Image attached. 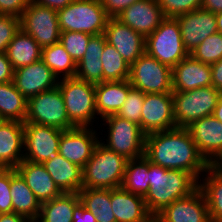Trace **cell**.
<instances>
[{"mask_svg":"<svg viewBox=\"0 0 222 222\" xmlns=\"http://www.w3.org/2000/svg\"><path fill=\"white\" fill-rule=\"evenodd\" d=\"M144 156L163 168L187 171L198 181L209 166L187 128L176 127L146 135Z\"/></svg>","mask_w":222,"mask_h":222,"instance_id":"cell-1","label":"cell"},{"mask_svg":"<svg viewBox=\"0 0 222 222\" xmlns=\"http://www.w3.org/2000/svg\"><path fill=\"white\" fill-rule=\"evenodd\" d=\"M149 191L144 197L147 210L156 216L176 199L186 197L199 187L189 172L166 169L149 161Z\"/></svg>","mask_w":222,"mask_h":222,"instance_id":"cell-2","label":"cell"},{"mask_svg":"<svg viewBox=\"0 0 222 222\" xmlns=\"http://www.w3.org/2000/svg\"><path fill=\"white\" fill-rule=\"evenodd\" d=\"M102 139L101 137L92 157L82 169L83 188L116 189L121 187L128 160L104 146Z\"/></svg>","mask_w":222,"mask_h":222,"instance_id":"cell-3","label":"cell"},{"mask_svg":"<svg viewBox=\"0 0 222 222\" xmlns=\"http://www.w3.org/2000/svg\"><path fill=\"white\" fill-rule=\"evenodd\" d=\"M58 87L60 88L69 120L76 127H94L95 118L99 120L96 110L95 84L76 77H69L59 79Z\"/></svg>","mask_w":222,"mask_h":222,"instance_id":"cell-4","label":"cell"},{"mask_svg":"<svg viewBox=\"0 0 222 222\" xmlns=\"http://www.w3.org/2000/svg\"><path fill=\"white\" fill-rule=\"evenodd\" d=\"M61 32H84L95 36L103 34L109 17L100 0H74L57 11Z\"/></svg>","mask_w":222,"mask_h":222,"instance_id":"cell-5","label":"cell"},{"mask_svg":"<svg viewBox=\"0 0 222 222\" xmlns=\"http://www.w3.org/2000/svg\"><path fill=\"white\" fill-rule=\"evenodd\" d=\"M221 96L222 92L212 85L172 92L176 127L187 128L198 119L211 116Z\"/></svg>","mask_w":222,"mask_h":222,"instance_id":"cell-6","label":"cell"},{"mask_svg":"<svg viewBox=\"0 0 222 222\" xmlns=\"http://www.w3.org/2000/svg\"><path fill=\"white\" fill-rule=\"evenodd\" d=\"M101 121L107 129V139L102 142L108 149L124 156L127 160L144 156L145 134L140 125L116 114L104 117Z\"/></svg>","mask_w":222,"mask_h":222,"instance_id":"cell-7","label":"cell"},{"mask_svg":"<svg viewBox=\"0 0 222 222\" xmlns=\"http://www.w3.org/2000/svg\"><path fill=\"white\" fill-rule=\"evenodd\" d=\"M145 52L171 68L189 55L184 48L176 18L166 17L152 34L145 38Z\"/></svg>","mask_w":222,"mask_h":222,"instance_id":"cell-8","label":"cell"},{"mask_svg":"<svg viewBox=\"0 0 222 222\" xmlns=\"http://www.w3.org/2000/svg\"><path fill=\"white\" fill-rule=\"evenodd\" d=\"M24 122L70 130L76 126L69 120L64 100L57 86L27 99Z\"/></svg>","mask_w":222,"mask_h":222,"instance_id":"cell-9","label":"cell"},{"mask_svg":"<svg viewBox=\"0 0 222 222\" xmlns=\"http://www.w3.org/2000/svg\"><path fill=\"white\" fill-rule=\"evenodd\" d=\"M129 82L145 94L172 93V68L144 52L130 65Z\"/></svg>","mask_w":222,"mask_h":222,"instance_id":"cell-10","label":"cell"},{"mask_svg":"<svg viewBox=\"0 0 222 222\" xmlns=\"http://www.w3.org/2000/svg\"><path fill=\"white\" fill-rule=\"evenodd\" d=\"M20 28L41 48L58 43L61 35L57 11L31 1L20 17Z\"/></svg>","mask_w":222,"mask_h":222,"instance_id":"cell-11","label":"cell"},{"mask_svg":"<svg viewBox=\"0 0 222 222\" xmlns=\"http://www.w3.org/2000/svg\"><path fill=\"white\" fill-rule=\"evenodd\" d=\"M63 130L46 125L24 122L23 160L44 163L59 154V142Z\"/></svg>","mask_w":222,"mask_h":222,"instance_id":"cell-12","label":"cell"},{"mask_svg":"<svg viewBox=\"0 0 222 222\" xmlns=\"http://www.w3.org/2000/svg\"><path fill=\"white\" fill-rule=\"evenodd\" d=\"M176 128L172 93L144 95L141 130L145 135Z\"/></svg>","mask_w":222,"mask_h":222,"instance_id":"cell-13","label":"cell"},{"mask_svg":"<svg viewBox=\"0 0 222 222\" xmlns=\"http://www.w3.org/2000/svg\"><path fill=\"white\" fill-rule=\"evenodd\" d=\"M93 128L75 127L63 130L59 142V154L83 169L100 142V137Z\"/></svg>","mask_w":222,"mask_h":222,"instance_id":"cell-14","label":"cell"},{"mask_svg":"<svg viewBox=\"0 0 222 222\" xmlns=\"http://www.w3.org/2000/svg\"><path fill=\"white\" fill-rule=\"evenodd\" d=\"M197 150L209 165L222 159V122L213 115L193 122L187 127Z\"/></svg>","mask_w":222,"mask_h":222,"instance_id":"cell-15","label":"cell"},{"mask_svg":"<svg viewBox=\"0 0 222 222\" xmlns=\"http://www.w3.org/2000/svg\"><path fill=\"white\" fill-rule=\"evenodd\" d=\"M185 50L190 54L208 36L218 32L216 14L204 9L180 15L177 18Z\"/></svg>","mask_w":222,"mask_h":222,"instance_id":"cell-16","label":"cell"},{"mask_svg":"<svg viewBox=\"0 0 222 222\" xmlns=\"http://www.w3.org/2000/svg\"><path fill=\"white\" fill-rule=\"evenodd\" d=\"M156 217L159 222H211L205 196L199 187L190 195L173 201Z\"/></svg>","mask_w":222,"mask_h":222,"instance_id":"cell-17","label":"cell"},{"mask_svg":"<svg viewBox=\"0 0 222 222\" xmlns=\"http://www.w3.org/2000/svg\"><path fill=\"white\" fill-rule=\"evenodd\" d=\"M103 34L129 65L145 52V38L117 18L107 20Z\"/></svg>","mask_w":222,"mask_h":222,"instance_id":"cell-18","label":"cell"},{"mask_svg":"<svg viewBox=\"0 0 222 222\" xmlns=\"http://www.w3.org/2000/svg\"><path fill=\"white\" fill-rule=\"evenodd\" d=\"M58 81L57 76L42 59L15 69L13 75L15 87L27 99L41 92L56 88Z\"/></svg>","mask_w":222,"mask_h":222,"instance_id":"cell-19","label":"cell"},{"mask_svg":"<svg viewBox=\"0 0 222 222\" xmlns=\"http://www.w3.org/2000/svg\"><path fill=\"white\" fill-rule=\"evenodd\" d=\"M165 18L158 0L137 1L124 9L117 17L123 24L141 34L144 38L151 35Z\"/></svg>","mask_w":222,"mask_h":222,"instance_id":"cell-20","label":"cell"},{"mask_svg":"<svg viewBox=\"0 0 222 222\" xmlns=\"http://www.w3.org/2000/svg\"><path fill=\"white\" fill-rule=\"evenodd\" d=\"M173 92H184L212 85L211 65L190 54L172 68Z\"/></svg>","mask_w":222,"mask_h":222,"instance_id":"cell-21","label":"cell"},{"mask_svg":"<svg viewBox=\"0 0 222 222\" xmlns=\"http://www.w3.org/2000/svg\"><path fill=\"white\" fill-rule=\"evenodd\" d=\"M24 156V122L4 120L0 125V168L15 169Z\"/></svg>","mask_w":222,"mask_h":222,"instance_id":"cell-22","label":"cell"},{"mask_svg":"<svg viewBox=\"0 0 222 222\" xmlns=\"http://www.w3.org/2000/svg\"><path fill=\"white\" fill-rule=\"evenodd\" d=\"M15 169L23 177L41 204L63 193L42 163L22 160Z\"/></svg>","mask_w":222,"mask_h":222,"instance_id":"cell-23","label":"cell"},{"mask_svg":"<svg viewBox=\"0 0 222 222\" xmlns=\"http://www.w3.org/2000/svg\"><path fill=\"white\" fill-rule=\"evenodd\" d=\"M111 207L116 222H146L152 217L144 197L127 192L121 187L111 189Z\"/></svg>","mask_w":222,"mask_h":222,"instance_id":"cell-24","label":"cell"},{"mask_svg":"<svg viewBox=\"0 0 222 222\" xmlns=\"http://www.w3.org/2000/svg\"><path fill=\"white\" fill-rule=\"evenodd\" d=\"M130 91L129 80L103 81L95 84L96 110L100 119L117 114Z\"/></svg>","mask_w":222,"mask_h":222,"instance_id":"cell-25","label":"cell"},{"mask_svg":"<svg viewBox=\"0 0 222 222\" xmlns=\"http://www.w3.org/2000/svg\"><path fill=\"white\" fill-rule=\"evenodd\" d=\"M10 192L13 212L35 222L39 216L41 203L16 169H10Z\"/></svg>","mask_w":222,"mask_h":222,"instance_id":"cell-26","label":"cell"},{"mask_svg":"<svg viewBox=\"0 0 222 222\" xmlns=\"http://www.w3.org/2000/svg\"><path fill=\"white\" fill-rule=\"evenodd\" d=\"M106 43L104 34L90 38L84 56L77 63L76 78L92 84L103 82L101 56Z\"/></svg>","mask_w":222,"mask_h":222,"instance_id":"cell-27","label":"cell"},{"mask_svg":"<svg viewBox=\"0 0 222 222\" xmlns=\"http://www.w3.org/2000/svg\"><path fill=\"white\" fill-rule=\"evenodd\" d=\"M42 164L62 192L78 193L82 188V168L60 154Z\"/></svg>","mask_w":222,"mask_h":222,"instance_id":"cell-28","label":"cell"},{"mask_svg":"<svg viewBox=\"0 0 222 222\" xmlns=\"http://www.w3.org/2000/svg\"><path fill=\"white\" fill-rule=\"evenodd\" d=\"M6 54L15 70L40 60L42 48L31 35L20 28L9 43Z\"/></svg>","mask_w":222,"mask_h":222,"instance_id":"cell-29","label":"cell"},{"mask_svg":"<svg viewBox=\"0 0 222 222\" xmlns=\"http://www.w3.org/2000/svg\"><path fill=\"white\" fill-rule=\"evenodd\" d=\"M199 181L211 222L222 217V170L217 165H209Z\"/></svg>","mask_w":222,"mask_h":222,"instance_id":"cell-30","label":"cell"},{"mask_svg":"<svg viewBox=\"0 0 222 222\" xmlns=\"http://www.w3.org/2000/svg\"><path fill=\"white\" fill-rule=\"evenodd\" d=\"M80 202L78 193H66L41 204L35 222H73L74 207Z\"/></svg>","mask_w":222,"mask_h":222,"instance_id":"cell-31","label":"cell"},{"mask_svg":"<svg viewBox=\"0 0 222 222\" xmlns=\"http://www.w3.org/2000/svg\"><path fill=\"white\" fill-rule=\"evenodd\" d=\"M26 113L27 98L13 81L0 83V117L3 120L24 122Z\"/></svg>","mask_w":222,"mask_h":222,"instance_id":"cell-32","label":"cell"},{"mask_svg":"<svg viewBox=\"0 0 222 222\" xmlns=\"http://www.w3.org/2000/svg\"><path fill=\"white\" fill-rule=\"evenodd\" d=\"M80 202L96 216L97 222H116L111 207V189L81 188Z\"/></svg>","mask_w":222,"mask_h":222,"instance_id":"cell-33","label":"cell"},{"mask_svg":"<svg viewBox=\"0 0 222 222\" xmlns=\"http://www.w3.org/2000/svg\"><path fill=\"white\" fill-rule=\"evenodd\" d=\"M149 160L143 156L128 160L121 188L132 194L145 197L149 191Z\"/></svg>","mask_w":222,"mask_h":222,"instance_id":"cell-34","label":"cell"},{"mask_svg":"<svg viewBox=\"0 0 222 222\" xmlns=\"http://www.w3.org/2000/svg\"><path fill=\"white\" fill-rule=\"evenodd\" d=\"M41 59L58 79L75 77L77 64L59 42L42 48Z\"/></svg>","mask_w":222,"mask_h":222,"instance_id":"cell-35","label":"cell"},{"mask_svg":"<svg viewBox=\"0 0 222 222\" xmlns=\"http://www.w3.org/2000/svg\"><path fill=\"white\" fill-rule=\"evenodd\" d=\"M103 67V81L128 80L130 65L122 58L120 53L110 44L106 43L101 56Z\"/></svg>","mask_w":222,"mask_h":222,"instance_id":"cell-36","label":"cell"},{"mask_svg":"<svg viewBox=\"0 0 222 222\" xmlns=\"http://www.w3.org/2000/svg\"><path fill=\"white\" fill-rule=\"evenodd\" d=\"M190 55L205 64H213L222 59V33L208 36Z\"/></svg>","mask_w":222,"mask_h":222,"instance_id":"cell-37","label":"cell"},{"mask_svg":"<svg viewBox=\"0 0 222 222\" xmlns=\"http://www.w3.org/2000/svg\"><path fill=\"white\" fill-rule=\"evenodd\" d=\"M92 35L84 32H61L59 43L77 64L84 56L87 45Z\"/></svg>","mask_w":222,"mask_h":222,"instance_id":"cell-38","label":"cell"},{"mask_svg":"<svg viewBox=\"0 0 222 222\" xmlns=\"http://www.w3.org/2000/svg\"><path fill=\"white\" fill-rule=\"evenodd\" d=\"M144 95L140 89L134 88L130 84V91L128 92L127 99L123 103L121 109L116 115L135 122L141 128V111L144 102Z\"/></svg>","mask_w":222,"mask_h":222,"instance_id":"cell-39","label":"cell"},{"mask_svg":"<svg viewBox=\"0 0 222 222\" xmlns=\"http://www.w3.org/2000/svg\"><path fill=\"white\" fill-rule=\"evenodd\" d=\"M165 17L177 18L185 13L201 9L202 0H158Z\"/></svg>","mask_w":222,"mask_h":222,"instance_id":"cell-40","label":"cell"},{"mask_svg":"<svg viewBox=\"0 0 222 222\" xmlns=\"http://www.w3.org/2000/svg\"><path fill=\"white\" fill-rule=\"evenodd\" d=\"M20 30V18L0 14V53H6L11 40Z\"/></svg>","mask_w":222,"mask_h":222,"instance_id":"cell-41","label":"cell"},{"mask_svg":"<svg viewBox=\"0 0 222 222\" xmlns=\"http://www.w3.org/2000/svg\"><path fill=\"white\" fill-rule=\"evenodd\" d=\"M10 194V169L0 168V214L13 212Z\"/></svg>","mask_w":222,"mask_h":222,"instance_id":"cell-42","label":"cell"},{"mask_svg":"<svg viewBox=\"0 0 222 222\" xmlns=\"http://www.w3.org/2000/svg\"><path fill=\"white\" fill-rule=\"evenodd\" d=\"M31 0H0V14L21 17Z\"/></svg>","mask_w":222,"mask_h":222,"instance_id":"cell-43","label":"cell"},{"mask_svg":"<svg viewBox=\"0 0 222 222\" xmlns=\"http://www.w3.org/2000/svg\"><path fill=\"white\" fill-rule=\"evenodd\" d=\"M140 0H100L109 18H117L121 12Z\"/></svg>","mask_w":222,"mask_h":222,"instance_id":"cell-44","label":"cell"},{"mask_svg":"<svg viewBox=\"0 0 222 222\" xmlns=\"http://www.w3.org/2000/svg\"><path fill=\"white\" fill-rule=\"evenodd\" d=\"M14 69L6 53H0V83L13 81Z\"/></svg>","mask_w":222,"mask_h":222,"instance_id":"cell-45","label":"cell"},{"mask_svg":"<svg viewBox=\"0 0 222 222\" xmlns=\"http://www.w3.org/2000/svg\"><path fill=\"white\" fill-rule=\"evenodd\" d=\"M73 222H97L96 216L79 202L73 211Z\"/></svg>","mask_w":222,"mask_h":222,"instance_id":"cell-46","label":"cell"},{"mask_svg":"<svg viewBox=\"0 0 222 222\" xmlns=\"http://www.w3.org/2000/svg\"><path fill=\"white\" fill-rule=\"evenodd\" d=\"M212 86L222 92V59L211 64Z\"/></svg>","mask_w":222,"mask_h":222,"instance_id":"cell-47","label":"cell"},{"mask_svg":"<svg viewBox=\"0 0 222 222\" xmlns=\"http://www.w3.org/2000/svg\"><path fill=\"white\" fill-rule=\"evenodd\" d=\"M73 1L74 0H31V2H33L37 5L49 7L51 9L56 10V11L65 8Z\"/></svg>","mask_w":222,"mask_h":222,"instance_id":"cell-48","label":"cell"},{"mask_svg":"<svg viewBox=\"0 0 222 222\" xmlns=\"http://www.w3.org/2000/svg\"><path fill=\"white\" fill-rule=\"evenodd\" d=\"M201 9L215 14L222 12V0H202Z\"/></svg>","mask_w":222,"mask_h":222,"instance_id":"cell-49","label":"cell"},{"mask_svg":"<svg viewBox=\"0 0 222 222\" xmlns=\"http://www.w3.org/2000/svg\"><path fill=\"white\" fill-rule=\"evenodd\" d=\"M0 222H31L26 217L17 213H1Z\"/></svg>","mask_w":222,"mask_h":222,"instance_id":"cell-50","label":"cell"},{"mask_svg":"<svg viewBox=\"0 0 222 222\" xmlns=\"http://www.w3.org/2000/svg\"><path fill=\"white\" fill-rule=\"evenodd\" d=\"M216 119H218L220 122H222V96L218 100V103L216 104V107L212 114Z\"/></svg>","mask_w":222,"mask_h":222,"instance_id":"cell-51","label":"cell"},{"mask_svg":"<svg viewBox=\"0 0 222 222\" xmlns=\"http://www.w3.org/2000/svg\"><path fill=\"white\" fill-rule=\"evenodd\" d=\"M216 22H217L218 32L222 33V12L216 13Z\"/></svg>","mask_w":222,"mask_h":222,"instance_id":"cell-52","label":"cell"},{"mask_svg":"<svg viewBox=\"0 0 222 222\" xmlns=\"http://www.w3.org/2000/svg\"><path fill=\"white\" fill-rule=\"evenodd\" d=\"M146 222H158V218L156 216H152L150 219H148Z\"/></svg>","mask_w":222,"mask_h":222,"instance_id":"cell-53","label":"cell"},{"mask_svg":"<svg viewBox=\"0 0 222 222\" xmlns=\"http://www.w3.org/2000/svg\"><path fill=\"white\" fill-rule=\"evenodd\" d=\"M216 165L222 170V159Z\"/></svg>","mask_w":222,"mask_h":222,"instance_id":"cell-54","label":"cell"},{"mask_svg":"<svg viewBox=\"0 0 222 222\" xmlns=\"http://www.w3.org/2000/svg\"><path fill=\"white\" fill-rule=\"evenodd\" d=\"M214 222H222V217H221V218L216 219Z\"/></svg>","mask_w":222,"mask_h":222,"instance_id":"cell-55","label":"cell"},{"mask_svg":"<svg viewBox=\"0 0 222 222\" xmlns=\"http://www.w3.org/2000/svg\"><path fill=\"white\" fill-rule=\"evenodd\" d=\"M4 120L0 117V125H1V123L3 122Z\"/></svg>","mask_w":222,"mask_h":222,"instance_id":"cell-56","label":"cell"}]
</instances>
